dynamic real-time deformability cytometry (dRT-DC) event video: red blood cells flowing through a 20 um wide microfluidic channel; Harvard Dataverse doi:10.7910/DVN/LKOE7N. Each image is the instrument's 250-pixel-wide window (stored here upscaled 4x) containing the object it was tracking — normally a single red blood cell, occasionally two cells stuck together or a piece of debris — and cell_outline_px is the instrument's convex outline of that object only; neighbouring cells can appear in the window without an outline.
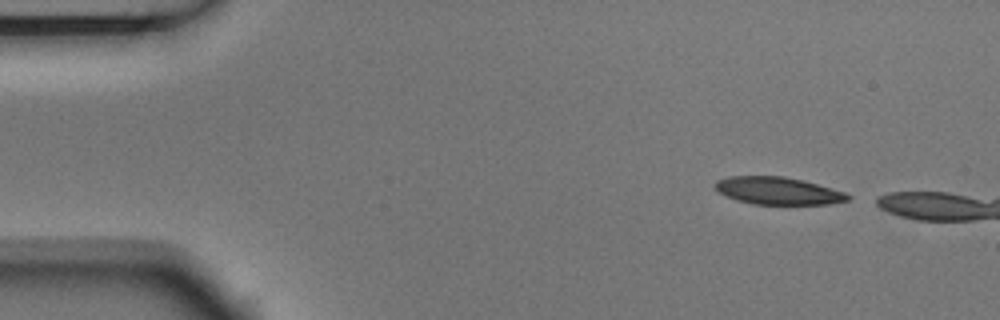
{"species": "Egyptian fruit bat (a non-hibernating species)", "species_latin": "Rousettus aegyptiacus", "temperature_condition": "room temperature", "stored_images_in_passage": 3, "camera_frame_rate_fps": 3000, "um_per_image_px": 0.085, "animal": {"sex": "male"}, "frame": {"image": 1, "passage_image": 1, "time_ms": 0.0, "image_size_px": [1000, 320], "cell_outline_px": [[852, 196], [848, 200], [828, 204], [752, 204], [736, 200], [720, 192], [712, 184], [716, 180], [732, 176], [784, 176], [804, 180], [832, 188], [844, 192]], "centroid_in_image_um": [66.13, 16.21], "position_along_channel_um": 18.9, "area_um2": 21.21}}